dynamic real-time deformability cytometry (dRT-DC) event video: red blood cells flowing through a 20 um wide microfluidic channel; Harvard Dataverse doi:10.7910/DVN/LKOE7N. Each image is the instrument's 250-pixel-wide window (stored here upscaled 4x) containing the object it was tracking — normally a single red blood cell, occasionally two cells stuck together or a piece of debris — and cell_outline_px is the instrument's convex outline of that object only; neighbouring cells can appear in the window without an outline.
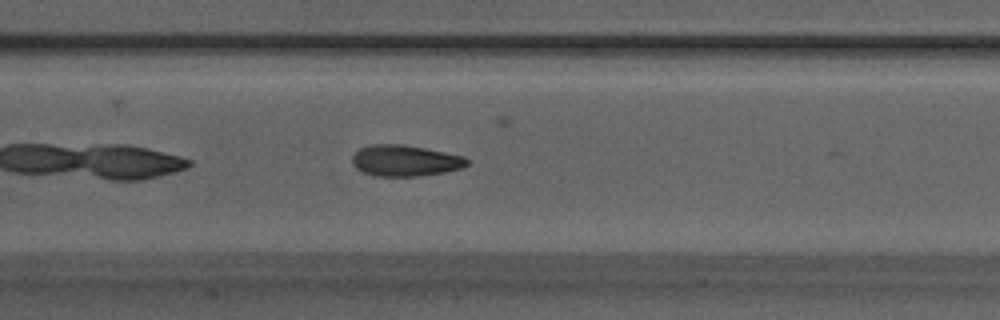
{"species": "Egyptian fruit bat (a non-hibernating species)", "species_latin": "Rousettus aegyptiacus", "temperature_condition": "warm", "stored_images_in_passage": 32, "camera_frame_rate_fps": 3000, "um_per_image_px": 0.085, "animal": {"sex": "male"}, "frame": {"image": 1, "passage_image": 10, "time_ms": 3.0, "image_size_px": [1000, 320], "cell_outline_px": [[468, 164], [460, 168], [444, 172], [420, 176], [376, 176], [364, 172], [356, 168], [352, 164], [352, 156], [360, 148], [372, 144], [404, 144], [464, 156], [468, 160]], "centroid_in_image_um": [34.41, 13.65], "position_along_channel_um": 173.0, "area_um2": 20.75}, "authors_computed_cell_mechanics": {"area_um2": 20.5768, "velocity_mm_per_s": 3.8726, "shape_relaxation_time_tau1_ms": 9.4773, "shape_relaxation_time_tau2_ms": 1.9202, "deformation_change_tau1": 0.2263, "deformation_change_tau2": 0.092}}